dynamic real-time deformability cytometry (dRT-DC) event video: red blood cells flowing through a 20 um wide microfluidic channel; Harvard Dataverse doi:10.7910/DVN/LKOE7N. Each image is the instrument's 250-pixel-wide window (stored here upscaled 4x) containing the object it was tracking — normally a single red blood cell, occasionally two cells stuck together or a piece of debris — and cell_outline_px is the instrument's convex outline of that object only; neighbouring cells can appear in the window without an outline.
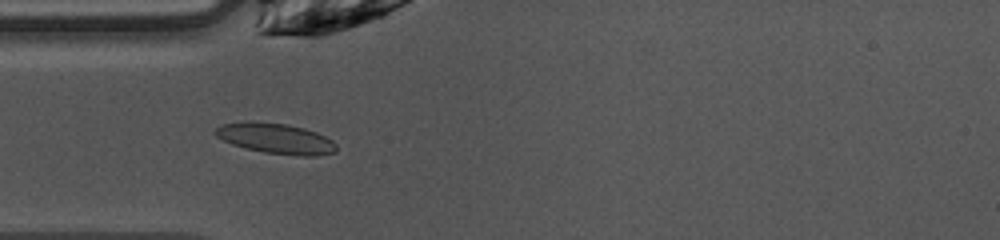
{"species": "common noctule bat (a hibernating species)", "species_latin": "Nyctalus noctula", "temperature_condition": "warm", "stored_images_in_passage": 34, "camera_frame_rate_fps": 3000, "um_per_image_px": 0.085, "animal": {"sex": "female", "body_mass_g": 10.0, "forearm_length_mm": 53.1}, "frame": {"image": 1, "passage_image": 3, "time_ms": 0.667, "image_size_px": [1000, 240], "cell_outline_px": [[336, 152], [316, 156], [304, 156], [264, 152], [232, 144], [216, 136], [212, 132], [220, 124], [248, 120], [252, 120], [288, 124], [304, 128], [316, 132], [332, 140], [336, 144]], "centroid_in_image_um": [23.42, 11.74], "position_along_channel_um": 61.6, "area_um2": 21.62}}
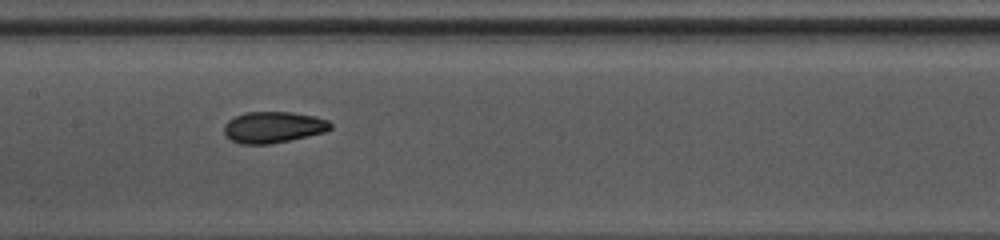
{"frame": {"image": 2, "passage_image": 12, "time_ms": 3.667, "image_size_px": [1000, 240], "cell_outline_px": [[332, 128], [324, 132], [308, 136], [268, 144], [240, 144], [232, 140], [224, 132], [224, 124], [228, 120], [244, 112], [292, 112], [312, 116], [328, 120], [332, 124]], "centroid_in_image_um": [23.22, 10.81], "position_along_channel_um": 184.2, "area_um2": 19.25}}
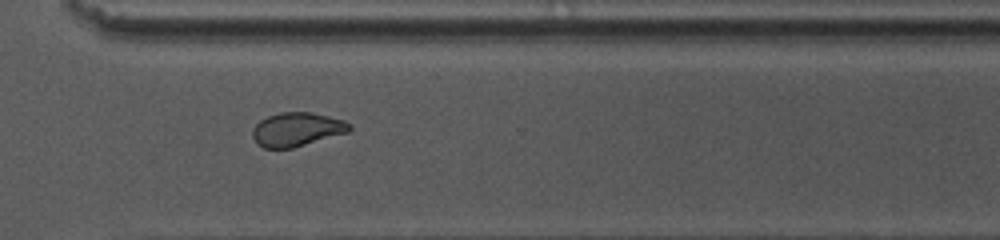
{"frame": {"image": 3, "passage_image": 24, "time_ms": 7.667, "image_size_px": [1000, 240], "cell_outline_px": [[352, 128], [348, 132], [292, 148], [264, 148], [256, 144], [252, 136], [252, 128], [260, 120], [268, 116], [280, 112], [312, 112], [344, 120], [352, 124]], "centroid_in_image_um": [25.22, 10.99], "position_along_channel_um": 345.4, "area_um2": 19.19}, "authors_computed_cell_mechanics": {"area_um2": 19.4497, "velocity_mm_per_s": 4.0441, "shape_relaxation_time_tau1_ms": 10.9362, "shape_relaxation_time_tau2_ms": 1.7128, "deformation_change_tau1": 0.2296, "deformation_change_tau2": 0.0673}}